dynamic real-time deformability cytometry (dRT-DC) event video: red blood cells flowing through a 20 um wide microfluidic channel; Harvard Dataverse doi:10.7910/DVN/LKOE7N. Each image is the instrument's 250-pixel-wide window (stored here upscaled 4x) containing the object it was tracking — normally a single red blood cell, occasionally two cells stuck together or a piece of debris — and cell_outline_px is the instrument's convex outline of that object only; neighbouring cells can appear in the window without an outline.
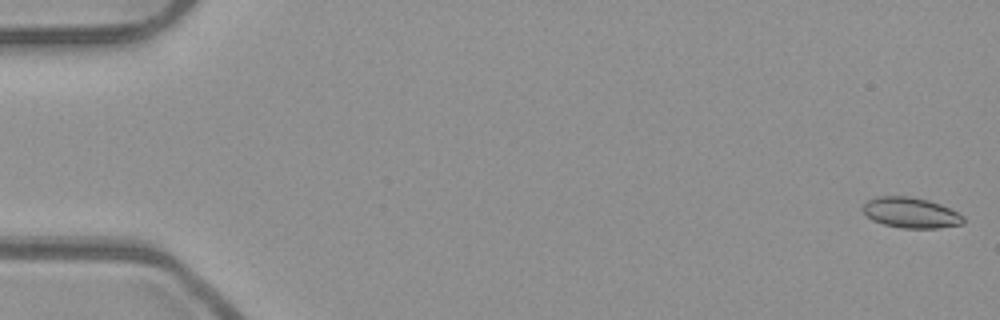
{"species": "common noctule bat (a hibernating species)", "species_latin": "Nyctalus noctula", "temperature_condition": "room temperature", "stored_images_in_passage": 53, "camera_frame_rate_fps": 3000, "um_per_image_px": 0.085, "animal": {"sex": "male", "body_mass_g": 23.1, "forearm_length_mm": 52.7}, "frame": {"image": 1, "passage_image": 1, "time_ms": 0.0, "image_size_px": [1000, 320], "cell_outline_px": [[964, 224], [940, 228], [904, 228], [884, 224], [872, 220], [860, 208], [868, 200], [876, 196], [908, 196], [928, 200], [940, 204], [964, 216]], "centroid_in_image_um": [77.41, 18.08], "position_along_channel_um": 7.6, "area_um2": 17.86}}
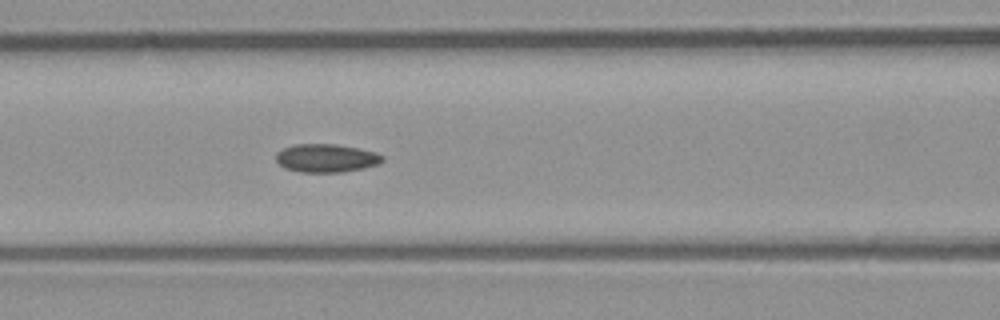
{"frame": {"image": 2, "passage_image": 23, "time_ms": 7.333, "image_size_px": [1000, 320], "cell_outline_px": [[384, 160], [380, 164], [340, 172], [300, 172], [284, 168], [276, 160], [276, 152], [292, 144], [336, 144], [376, 152], [384, 156]], "centroid_in_image_um": [27.72, 13.43], "position_along_channel_um": 138.9, "area_um2": 17.51}}
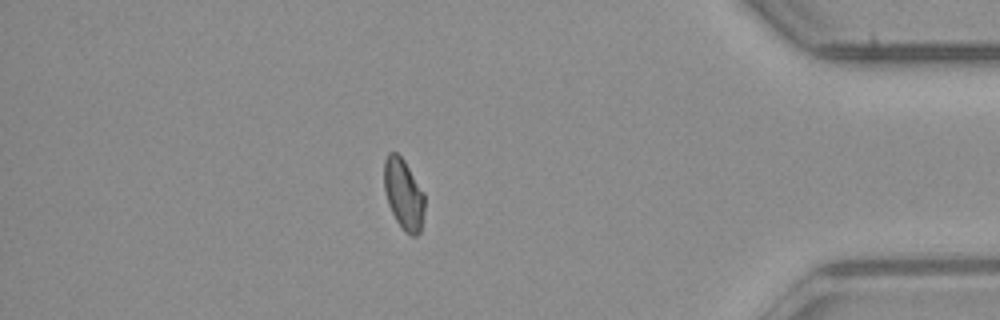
{"frame": {"image": 3, "passage_image": 46, "time_ms": 15.0, "image_size_px": [1000, 320], "cell_outline_px": [[424, 212], [420, 232], [416, 236], [412, 236], [404, 232], [400, 228], [388, 204], [384, 188], [384, 160], [388, 152], [396, 152], [404, 160], [424, 192]], "centroid_in_image_um": [34.3, 16.52], "position_along_channel_um": 400.9, "area_um2": 16.82}, "authors_computed_cell_mechanics": {"area_um2": 17.2822, "velocity_mm_per_s": 3.9347, "shape_relaxation_time_tau1_ms": null, "shape_relaxation_time_tau2_ms": 2.316, "deformation_change_tau1": null, "deformation_change_tau2": 0.0637}}